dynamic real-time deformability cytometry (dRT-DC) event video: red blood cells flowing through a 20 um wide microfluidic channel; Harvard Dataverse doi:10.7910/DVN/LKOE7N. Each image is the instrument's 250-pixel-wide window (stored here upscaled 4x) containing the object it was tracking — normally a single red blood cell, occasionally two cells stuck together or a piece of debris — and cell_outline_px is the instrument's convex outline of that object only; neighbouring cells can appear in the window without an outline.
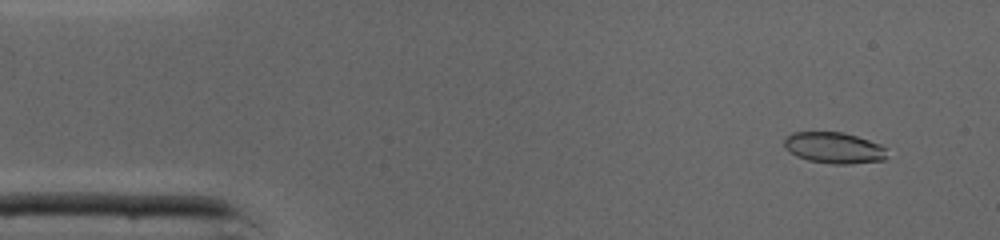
{"species": "common noctule bat (a hibernating species)", "species_latin": "Nyctalus noctula", "temperature_condition": "cold", "stored_images_in_passage": 46, "camera_frame_rate_fps": 3000, "um_per_image_px": 0.085, "animal": {"sex": "male", "body_mass_g": 19.0, "forearm_length_mm": 50.8}, "frame": {"image": 1, "passage_image": 4, "time_ms": 1.0, "image_size_px": [1000, 240], "cell_outline_px": [[888, 156], [884, 160], [848, 164], [832, 164], [808, 160], [796, 156], [784, 148], [784, 140], [792, 132], [844, 132], [880, 144], [884, 148]], "centroid_in_image_um": [70.88, 12.57], "position_along_channel_um": 14.1, "area_um2": 18.67}}
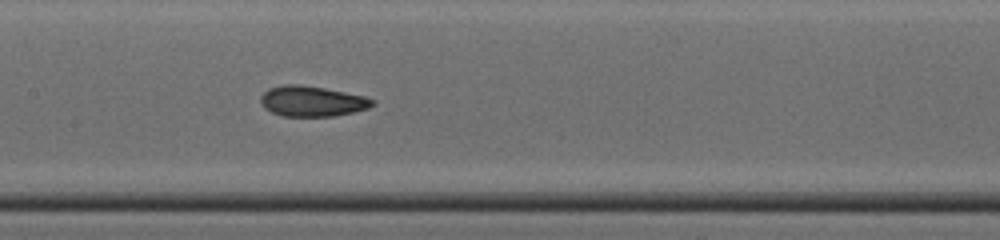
{"frame": {"image": 2, "passage_image": 22, "time_ms": 7.0, "image_size_px": [1000, 240], "cell_outline_px": [[376, 104], [368, 108], [352, 112], [332, 116], [284, 116], [272, 112], [264, 108], [260, 100], [260, 96], [268, 88], [288, 84], [296, 84], [324, 88], [364, 96], [376, 100]], "centroid_in_image_um": [26.53, 8.6], "position_along_channel_um": 180.9, "area_um2": 19.71}}
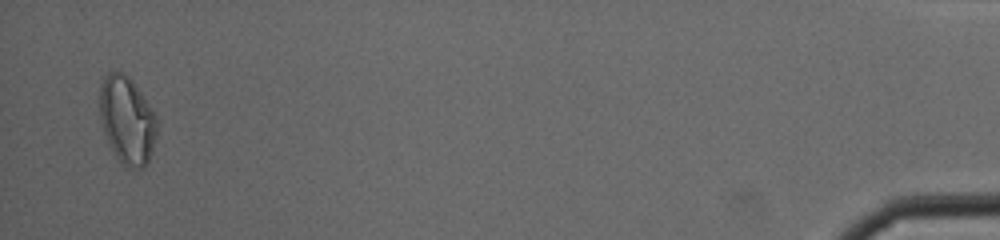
{"frame": {"image": 3, "passage_image": 45, "time_ms": 14.667, "image_size_px": [1000, 240], "cell_outline_px": [[156, 132], [148, 164], [144, 168], [128, 168], [120, 164], [104, 132], [100, 120], [100, 84], [104, 76], [108, 72], [124, 72], [132, 80], [156, 116]], "centroid_in_image_um": [10.78, 10.22], "position_along_channel_um": 424.4, "area_um2": 28.96}, "authors_computed_cell_mechanics": {"area_um2": 19.5075, "velocity_mm_per_s": 4.3693, "shape_relaxation_time_tau1_ms": 10.3571, "shape_relaxation_time_tau2_ms": 1.7583, "deformation_change_tau1": 0.2486, "deformation_change_tau2": 0.0605}}